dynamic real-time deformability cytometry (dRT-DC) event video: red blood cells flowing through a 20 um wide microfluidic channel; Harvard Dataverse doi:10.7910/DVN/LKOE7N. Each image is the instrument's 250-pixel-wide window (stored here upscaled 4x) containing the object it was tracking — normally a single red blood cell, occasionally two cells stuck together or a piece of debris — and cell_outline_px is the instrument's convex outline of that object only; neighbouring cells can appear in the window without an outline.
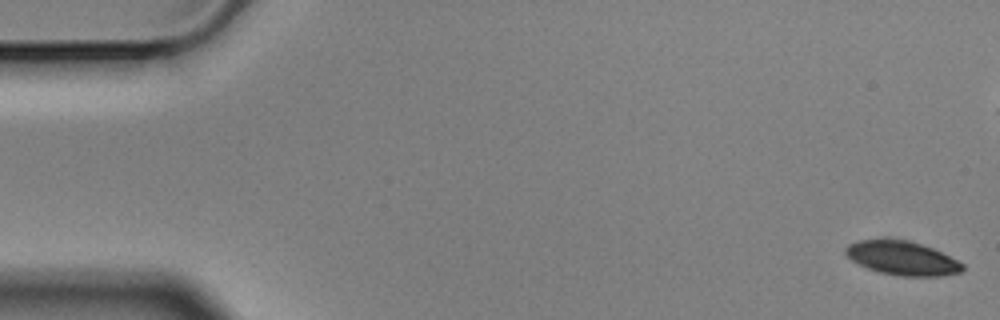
{"species": "Egyptian fruit bat (a non-hibernating species)", "species_latin": "Rousettus aegyptiacus", "temperature_condition": "cold", "stored_images_in_passage": 57, "camera_frame_rate_fps": 3000, "um_per_image_px": 0.085, "animal": {"sex": "male"}, "frame": {"image": 1, "passage_image": 1, "time_ms": 0.0, "image_size_px": [1000, 320], "cell_outline_px": [[964, 268], [960, 272], [940, 276], [900, 276], [876, 272], [852, 260], [844, 252], [844, 248], [848, 244], [860, 240], [908, 240], [932, 248], [964, 264]], "centroid_in_image_um": [76.67, 21.96], "position_along_channel_um": 8.3, "area_um2": 22.77}}
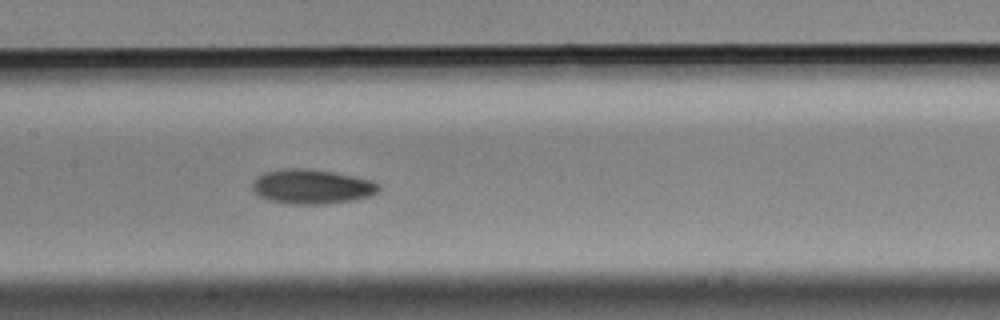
{"frame": {"image": 2, "passage_image": 27, "time_ms": 8.667, "image_size_px": [1000, 320], "cell_outline_px": [[380, 192], [372, 196], [356, 200], [324, 204], [292, 204], [268, 200], [260, 196], [252, 188], [252, 180], [256, 176], [264, 172], [284, 168], [308, 168], [356, 176], [372, 180], [380, 184]], "centroid_in_image_um": [26.55, 15.86], "position_along_channel_um": 180.9, "area_um2": 25.89}}
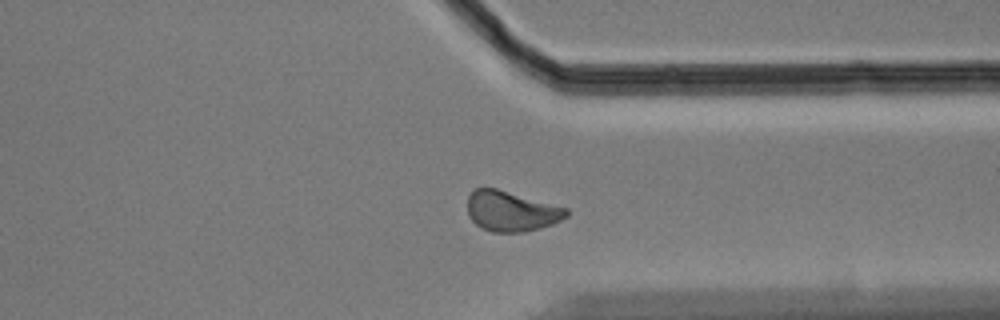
{"frame": {"image": 3, "passage_image": 43, "time_ms": 14.0, "image_size_px": [1000, 320], "cell_outline_px": [[568, 216], [552, 224], [540, 228], [524, 232], [492, 232], [480, 228], [468, 216], [468, 196], [472, 188], [496, 188], [568, 208]], "centroid_in_image_um": [43.44, 17.95], "position_along_channel_um": 368.0, "area_um2": 23.29}, "authors_computed_cell_mechanics": {"area_um2": 23.6402, "velocity_mm_per_s": 3.5244, "shape_relaxation_time_tau1_ms": 4.4903, "shape_relaxation_time_tau2_ms": 7.6613, "deformation_change_tau1": 0.1059, "deformation_change_tau2": 0.1191}}